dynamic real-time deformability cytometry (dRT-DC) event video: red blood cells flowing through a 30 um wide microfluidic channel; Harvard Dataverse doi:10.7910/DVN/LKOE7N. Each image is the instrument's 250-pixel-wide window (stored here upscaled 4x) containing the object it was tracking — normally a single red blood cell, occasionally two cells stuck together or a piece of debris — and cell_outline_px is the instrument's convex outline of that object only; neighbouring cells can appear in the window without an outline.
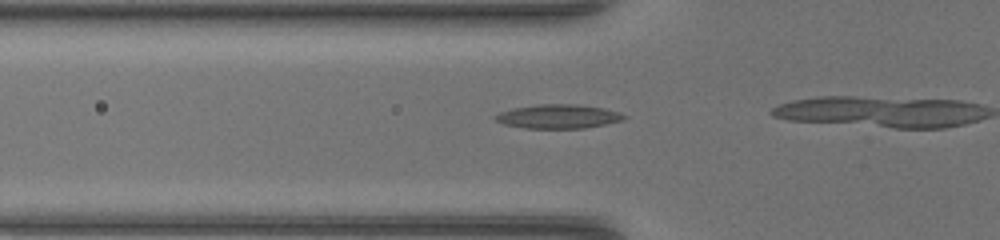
{"species": "common noctule bat (a hibernating species)", "species_latin": "Nyctalus noctula", "temperature_condition": "warm", "stored_images_in_passage": 6, "camera_frame_rate_fps": 3000, "um_per_image_px": 0.085, "animal": {"sex": "female", "body_mass_g": 17.0, "forearm_length_mm": 48.0}, "frame": {"image": 1, "passage_image": 4, "time_ms": 1.0, "image_size_px": [1000, 240], "cell_outline_px": [[628, 116], [624, 120], [584, 128], [524, 128], [504, 124], [496, 120], [492, 116], [500, 112], [512, 108], [536, 104], [576, 104], [604, 108], [620, 112]], "centroid_in_image_um": [47.45, 9.89], "position_along_channel_um": 78.3, "area_um2": 18.09}}